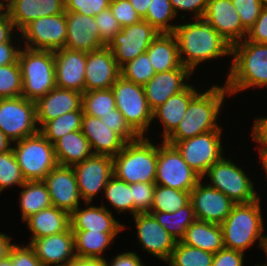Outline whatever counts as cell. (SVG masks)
<instances>
[{
    "mask_svg": "<svg viewBox=\"0 0 267 266\" xmlns=\"http://www.w3.org/2000/svg\"><path fill=\"white\" fill-rule=\"evenodd\" d=\"M5 8L20 32L33 20L65 12V0H11Z\"/></svg>",
    "mask_w": 267,
    "mask_h": 266,
    "instance_id": "28",
    "label": "cell"
},
{
    "mask_svg": "<svg viewBox=\"0 0 267 266\" xmlns=\"http://www.w3.org/2000/svg\"><path fill=\"white\" fill-rule=\"evenodd\" d=\"M227 95L230 96L225 84L213 85L205 92H199L190 101L185 116L165 142L174 145L178 141L212 130H223L216 121L219 120L218 116Z\"/></svg>",
    "mask_w": 267,
    "mask_h": 266,
    "instance_id": "2",
    "label": "cell"
},
{
    "mask_svg": "<svg viewBox=\"0 0 267 266\" xmlns=\"http://www.w3.org/2000/svg\"><path fill=\"white\" fill-rule=\"evenodd\" d=\"M15 43V39L14 41L11 39L8 42L0 43V66L13 64L18 61L22 45L18 44L20 47L16 48L17 45Z\"/></svg>",
    "mask_w": 267,
    "mask_h": 266,
    "instance_id": "58",
    "label": "cell"
},
{
    "mask_svg": "<svg viewBox=\"0 0 267 266\" xmlns=\"http://www.w3.org/2000/svg\"><path fill=\"white\" fill-rule=\"evenodd\" d=\"M192 72L188 68H176L156 73L143 87L148 106L153 112L172 95L183 91L189 83ZM186 81V82H185Z\"/></svg>",
    "mask_w": 267,
    "mask_h": 266,
    "instance_id": "23",
    "label": "cell"
},
{
    "mask_svg": "<svg viewBox=\"0 0 267 266\" xmlns=\"http://www.w3.org/2000/svg\"><path fill=\"white\" fill-rule=\"evenodd\" d=\"M155 183L130 184L133 198V216L137 213H149L153 204Z\"/></svg>",
    "mask_w": 267,
    "mask_h": 266,
    "instance_id": "46",
    "label": "cell"
},
{
    "mask_svg": "<svg viewBox=\"0 0 267 266\" xmlns=\"http://www.w3.org/2000/svg\"><path fill=\"white\" fill-rule=\"evenodd\" d=\"M121 232L73 231L77 259L105 260L103 256Z\"/></svg>",
    "mask_w": 267,
    "mask_h": 266,
    "instance_id": "34",
    "label": "cell"
},
{
    "mask_svg": "<svg viewBox=\"0 0 267 266\" xmlns=\"http://www.w3.org/2000/svg\"><path fill=\"white\" fill-rule=\"evenodd\" d=\"M21 188L19 205L23 222L31 215L52 206L47 186L43 181H26Z\"/></svg>",
    "mask_w": 267,
    "mask_h": 266,
    "instance_id": "35",
    "label": "cell"
},
{
    "mask_svg": "<svg viewBox=\"0 0 267 266\" xmlns=\"http://www.w3.org/2000/svg\"><path fill=\"white\" fill-rule=\"evenodd\" d=\"M232 3L240 16L242 25L247 30L255 23L266 5L264 0H232Z\"/></svg>",
    "mask_w": 267,
    "mask_h": 266,
    "instance_id": "47",
    "label": "cell"
},
{
    "mask_svg": "<svg viewBox=\"0 0 267 266\" xmlns=\"http://www.w3.org/2000/svg\"><path fill=\"white\" fill-rule=\"evenodd\" d=\"M190 202V192L156 185L150 212H176Z\"/></svg>",
    "mask_w": 267,
    "mask_h": 266,
    "instance_id": "38",
    "label": "cell"
},
{
    "mask_svg": "<svg viewBox=\"0 0 267 266\" xmlns=\"http://www.w3.org/2000/svg\"><path fill=\"white\" fill-rule=\"evenodd\" d=\"M58 165L73 167L93 155L88 139L76 130L59 138L54 143Z\"/></svg>",
    "mask_w": 267,
    "mask_h": 266,
    "instance_id": "32",
    "label": "cell"
},
{
    "mask_svg": "<svg viewBox=\"0 0 267 266\" xmlns=\"http://www.w3.org/2000/svg\"><path fill=\"white\" fill-rule=\"evenodd\" d=\"M176 17L170 0H151L143 18L160 33H172L177 25L171 23Z\"/></svg>",
    "mask_w": 267,
    "mask_h": 266,
    "instance_id": "41",
    "label": "cell"
},
{
    "mask_svg": "<svg viewBox=\"0 0 267 266\" xmlns=\"http://www.w3.org/2000/svg\"><path fill=\"white\" fill-rule=\"evenodd\" d=\"M116 108L128 125L139 135L145 136L153 121L144 87L120 76L112 86Z\"/></svg>",
    "mask_w": 267,
    "mask_h": 266,
    "instance_id": "9",
    "label": "cell"
},
{
    "mask_svg": "<svg viewBox=\"0 0 267 266\" xmlns=\"http://www.w3.org/2000/svg\"><path fill=\"white\" fill-rule=\"evenodd\" d=\"M111 0H65L66 12L95 16L109 8Z\"/></svg>",
    "mask_w": 267,
    "mask_h": 266,
    "instance_id": "50",
    "label": "cell"
},
{
    "mask_svg": "<svg viewBox=\"0 0 267 266\" xmlns=\"http://www.w3.org/2000/svg\"><path fill=\"white\" fill-rule=\"evenodd\" d=\"M67 38L65 48L91 52L106 46L99 35L93 16L66 12Z\"/></svg>",
    "mask_w": 267,
    "mask_h": 266,
    "instance_id": "24",
    "label": "cell"
},
{
    "mask_svg": "<svg viewBox=\"0 0 267 266\" xmlns=\"http://www.w3.org/2000/svg\"><path fill=\"white\" fill-rule=\"evenodd\" d=\"M120 73L125 80L142 86L156 74L147 52L123 65L120 68Z\"/></svg>",
    "mask_w": 267,
    "mask_h": 266,
    "instance_id": "43",
    "label": "cell"
},
{
    "mask_svg": "<svg viewBox=\"0 0 267 266\" xmlns=\"http://www.w3.org/2000/svg\"><path fill=\"white\" fill-rule=\"evenodd\" d=\"M102 42L107 46L114 36L122 30L118 20L114 17L110 8L101 11L94 16Z\"/></svg>",
    "mask_w": 267,
    "mask_h": 266,
    "instance_id": "48",
    "label": "cell"
},
{
    "mask_svg": "<svg viewBox=\"0 0 267 266\" xmlns=\"http://www.w3.org/2000/svg\"><path fill=\"white\" fill-rule=\"evenodd\" d=\"M64 266H105L104 260L76 259L74 262Z\"/></svg>",
    "mask_w": 267,
    "mask_h": 266,
    "instance_id": "62",
    "label": "cell"
},
{
    "mask_svg": "<svg viewBox=\"0 0 267 266\" xmlns=\"http://www.w3.org/2000/svg\"><path fill=\"white\" fill-rule=\"evenodd\" d=\"M260 200L259 197L252 202L234 204L221 224L225 248L246 252L256 240L262 248L264 224Z\"/></svg>",
    "mask_w": 267,
    "mask_h": 266,
    "instance_id": "4",
    "label": "cell"
},
{
    "mask_svg": "<svg viewBox=\"0 0 267 266\" xmlns=\"http://www.w3.org/2000/svg\"><path fill=\"white\" fill-rule=\"evenodd\" d=\"M245 39L255 43L267 44V3L262 8L255 23L248 29Z\"/></svg>",
    "mask_w": 267,
    "mask_h": 266,
    "instance_id": "53",
    "label": "cell"
},
{
    "mask_svg": "<svg viewBox=\"0 0 267 266\" xmlns=\"http://www.w3.org/2000/svg\"><path fill=\"white\" fill-rule=\"evenodd\" d=\"M18 62L23 80L22 96L36 102L56 87L53 51L21 47Z\"/></svg>",
    "mask_w": 267,
    "mask_h": 266,
    "instance_id": "6",
    "label": "cell"
},
{
    "mask_svg": "<svg viewBox=\"0 0 267 266\" xmlns=\"http://www.w3.org/2000/svg\"><path fill=\"white\" fill-rule=\"evenodd\" d=\"M157 222L164 227L171 236L178 242L181 241L187 228L196 220L194 209L189 202L176 212H149Z\"/></svg>",
    "mask_w": 267,
    "mask_h": 266,
    "instance_id": "36",
    "label": "cell"
},
{
    "mask_svg": "<svg viewBox=\"0 0 267 266\" xmlns=\"http://www.w3.org/2000/svg\"><path fill=\"white\" fill-rule=\"evenodd\" d=\"M146 52L156 73L186 68L181 64L177 42L172 33H159Z\"/></svg>",
    "mask_w": 267,
    "mask_h": 266,
    "instance_id": "31",
    "label": "cell"
},
{
    "mask_svg": "<svg viewBox=\"0 0 267 266\" xmlns=\"http://www.w3.org/2000/svg\"><path fill=\"white\" fill-rule=\"evenodd\" d=\"M206 176L210 180L207 185L224 193L235 204L252 202L260 197L244 170L225 156L215 162L201 179L204 181Z\"/></svg>",
    "mask_w": 267,
    "mask_h": 266,
    "instance_id": "8",
    "label": "cell"
},
{
    "mask_svg": "<svg viewBox=\"0 0 267 266\" xmlns=\"http://www.w3.org/2000/svg\"><path fill=\"white\" fill-rule=\"evenodd\" d=\"M82 93L55 87L36 102V121L39 129L49 120L82 108Z\"/></svg>",
    "mask_w": 267,
    "mask_h": 266,
    "instance_id": "25",
    "label": "cell"
},
{
    "mask_svg": "<svg viewBox=\"0 0 267 266\" xmlns=\"http://www.w3.org/2000/svg\"><path fill=\"white\" fill-rule=\"evenodd\" d=\"M56 86L85 92L87 52L61 48L54 51Z\"/></svg>",
    "mask_w": 267,
    "mask_h": 266,
    "instance_id": "21",
    "label": "cell"
},
{
    "mask_svg": "<svg viewBox=\"0 0 267 266\" xmlns=\"http://www.w3.org/2000/svg\"><path fill=\"white\" fill-rule=\"evenodd\" d=\"M16 28L12 22L8 10L5 7H0V43L8 42L15 38L14 33Z\"/></svg>",
    "mask_w": 267,
    "mask_h": 266,
    "instance_id": "57",
    "label": "cell"
},
{
    "mask_svg": "<svg viewBox=\"0 0 267 266\" xmlns=\"http://www.w3.org/2000/svg\"><path fill=\"white\" fill-rule=\"evenodd\" d=\"M190 203L196 220L219 225L225 221L235 204L221 191L203 184L202 179L190 191Z\"/></svg>",
    "mask_w": 267,
    "mask_h": 266,
    "instance_id": "16",
    "label": "cell"
},
{
    "mask_svg": "<svg viewBox=\"0 0 267 266\" xmlns=\"http://www.w3.org/2000/svg\"><path fill=\"white\" fill-rule=\"evenodd\" d=\"M159 33L152 25L142 19L122 28L107 47L112 51L117 65L121 68L127 62L145 53Z\"/></svg>",
    "mask_w": 267,
    "mask_h": 266,
    "instance_id": "14",
    "label": "cell"
},
{
    "mask_svg": "<svg viewBox=\"0 0 267 266\" xmlns=\"http://www.w3.org/2000/svg\"><path fill=\"white\" fill-rule=\"evenodd\" d=\"M26 182L13 149L0 154V193L10 186L21 187Z\"/></svg>",
    "mask_w": 267,
    "mask_h": 266,
    "instance_id": "45",
    "label": "cell"
},
{
    "mask_svg": "<svg viewBox=\"0 0 267 266\" xmlns=\"http://www.w3.org/2000/svg\"><path fill=\"white\" fill-rule=\"evenodd\" d=\"M200 180L174 145L165 141L158 144L156 185L190 192Z\"/></svg>",
    "mask_w": 267,
    "mask_h": 266,
    "instance_id": "10",
    "label": "cell"
},
{
    "mask_svg": "<svg viewBox=\"0 0 267 266\" xmlns=\"http://www.w3.org/2000/svg\"><path fill=\"white\" fill-rule=\"evenodd\" d=\"M83 109L71 111L47 121L39 132L52 144L64 135L81 130Z\"/></svg>",
    "mask_w": 267,
    "mask_h": 266,
    "instance_id": "37",
    "label": "cell"
},
{
    "mask_svg": "<svg viewBox=\"0 0 267 266\" xmlns=\"http://www.w3.org/2000/svg\"><path fill=\"white\" fill-rule=\"evenodd\" d=\"M181 242L215 254L224 248L221 225L195 220Z\"/></svg>",
    "mask_w": 267,
    "mask_h": 266,
    "instance_id": "33",
    "label": "cell"
},
{
    "mask_svg": "<svg viewBox=\"0 0 267 266\" xmlns=\"http://www.w3.org/2000/svg\"><path fill=\"white\" fill-rule=\"evenodd\" d=\"M12 237L0 232V260L9 256L10 250L14 245L11 243Z\"/></svg>",
    "mask_w": 267,
    "mask_h": 266,
    "instance_id": "60",
    "label": "cell"
},
{
    "mask_svg": "<svg viewBox=\"0 0 267 266\" xmlns=\"http://www.w3.org/2000/svg\"><path fill=\"white\" fill-rule=\"evenodd\" d=\"M108 203L119 213L129 211L133 215V198L130 184L118 179L113 175L104 189V194Z\"/></svg>",
    "mask_w": 267,
    "mask_h": 266,
    "instance_id": "42",
    "label": "cell"
},
{
    "mask_svg": "<svg viewBox=\"0 0 267 266\" xmlns=\"http://www.w3.org/2000/svg\"><path fill=\"white\" fill-rule=\"evenodd\" d=\"M158 145L146 136L127 142L113 157V174L128 183H155Z\"/></svg>",
    "mask_w": 267,
    "mask_h": 266,
    "instance_id": "5",
    "label": "cell"
},
{
    "mask_svg": "<svg viewBox=\"0 0 267 266\" xmlns=\"http://www.w3.org/2000/svg\"><path fill=\"white\" fill-rule=\"evenodd\" d=\"M184 23L178 24L172 34L177 42L181 64L192 73L206 60L231 57L232 46L204 17Z\"/></svg>",
    "mask_w": 267,
    "mask_h": 266,
    "instance_id": "1",
    "label": "cell"
},
{
    "mask_svg": "<svg viewBox=\"0 0 267 266\" xmlns=\"http://www.w3.org/2000/svg\"><path fill=\"white\" fill-rule=\"evenodd\" d=\"M176 16L178 11L191 12L193 18L203 17L209 0H170Z\"/></svg>",
    "mask_w": 267,
    "mask_h": 266,
    "instance_id": "54",
    "label": "cell"
},
{
    "mask_svg": "<svg viewBox=\"0 0 267 266\" xmlns=\"http://www.w3.org/2000/svg\"><path fill=\"white\" fill-rule=\"evenodd\" d=\"M85 204V208L81 210L79 206L70 214L72 231L121 232L126 228L105 205L98 207L90 202Z\"/></svg>",
    "mask_w": 267,
    "mask_h": 266,
    "instance_id": "27",
    "label": "cell"
},
{
    "mask_svg": "<svg viewBox=\"0 0 267 266\" xmlns=\"http://www.w3.org/2000/svg\"><path fill=\"white\" fill-rule=\"evenodd\" d=\"M12 149L26 181H43L58 165L54 144L40 132L13 142Z\"/></svg>",
    "mask_w": 267,
    "mask_h": 266,
    "instance_id": "7",
    "label": "cell"
},
{
    "mask_svg": "<svg viewBox=\"0 0 267 266\" xmlns=\"http://www.w3.org/2000/svg\"><path fill=\"white\" fill-rule=\"evenodd\" d=\"M222 130L197 135L174 144L183 160L201 178L206 171L224 155L221 135Z\"/></svg>",
    "mask_w": 267,
    "mask_h": 266,
    "instance_id": "13",
    "label": "cell"
},
{
    "mask_svg": "<svg viewBox=\"0 0 267 266\" xmlns=\"http://www.w3.org/2000/svg\"><path fill=\"white\" fill-rule=\"evenodd\" d=\"M52 205L69 212L81 204V195L73 167L57 165L44 178Z\"/></svg>",
    "mask_w": 267,
    "mask_h": 266,
    "instance_id": "18",
    "label": "cell"
},
{
    "mask_svg": "<svg viewBox=\"0 0 267 266\" xmlns=\"http://www.w3.org/2000/svg\"><path fill=\"white\" fill-rule=\"evenodd\" d=\"M136 224L137 241L148 254L166 261L175 248L176 240L162 227L150 213H137L133 216Z\"/></svg>",
    "mask_w": 267,
    "mask_h": 266,
    "instance_id": "17",
    "label": "cell"
},
{
    "mask_svg": "<svg viewBox=\"0 0 267 266\" xmlns=\"http://www.w3.org/2000/svg\"><path fill=\"white\" fill-rule=\"evenodd\" d=\"M29 245L43 266H64L77 259L71 228L59 234L34 239Z\"/></svg>",
    "mask_w": 267,
    "mask_h": 266,
    "instance_id": "20",
    "label": "cell"
},
{
    "mask_svg": "<svg viewBox=\"0 0 267 266\" xmlns=\"http://www.w3.org/2000/svg\"><path fill=\"white\" fill-rule=\"evenodd\" d=\"M0 129L12 142L39 132L35 102L23 96L1 98Z\"/></svg>",
    "mask_w": 267,
    "mask_h": 266,
    "instance_id": "11",
    "label": "cell"
},
{
    "mask_svg": "<svg viewBox=\"0 0 267 266\" xmlns=\"http://www.w3.org/2000/svg\"><path fill=\"white\" fill-rule=\"evenodd\" d=\"M128 1L134 7L137 14L141 17V19H143L146 16L151 0H128Z\"/></svg>",
    "mask_w": 267,
    "mask_h": 266,
    "instance_id": "61",
    "label": "cell"
},
{
    "mask_svg": "<svg viewBox=\"0 0 267 266\" xmlns=\"http://www.w3.org/2000/svg\"><path fill=\"white\" fill-rule=\"evenodd\" d=\"M17 35L21 36V41L24 40L23 47L28 49L54 52L64 48L67 38L66 11L33 20Z\"/></svg>",
    "mask_w": 267,
    "mask_h": 266,
    "instance_id": "12",
    "label": "cell"
},
{
    "mask_svg": "<svg viewBox=\"0 0 267 266\" xmlns=\"http://www.w3.org/2000/svg\"><path fill=\"white\" fill-rule=\"evenodd\" d=\"M83 203L90 202L104 189L113 174V157L92 155L73 166Z\"/></svg>",
    "mask_w": 267,
    "mask_h": 266,
    "instance_id": "15",
    "label": "cell"
},
{
    "mask_svg": "<svg viewBox=\"0 0 267 266\" xmlns=\"http://www.w3.org/2000/svg\"><path fill=\"white\" fill-rule=\"evenodd\" d=\"M0 266H13L11 258L8 256L0 260Z\"/></svg>",
    "mask_w": 267,
    "mask_h": 266,
    "instance_id": "66",
    "label": "cell"
},
{
    "mask_svg": "<svg viewBox=\"0 0 267 266\" xmlns=\"http://www.w3.org/2000/svg\"><path fill=\"white\" fill-rule=\"evenodd\" d=\"M81 132L88 139L94 155L116 156L126 141L104 124L100 118L83 114Z\"/></svg>",
    "mask_w": 267,
    "mask_h": 266,
    "instance_id": "26",
    "label": "cell"
},
{
    "mask_svg": "<svg viewBox=\"0 0 267 266\" xmlns=\"http://www.w3.org/2000/svg\"><path fill=\"white\" fill-rule=\"evenodd\" d=\"M232 63L225 81L230 96L267 87V44L244 39L232 45Z\"/></svg>",
    "mask_w": 267,
    "mask_h": 266,
    "instance_id": "3",
    "label": "cell"
},
{
    "mask_svg": "<svg viewBox=\"0 0 267 266\" xmlns=\"http://www.w3.org/2000/svg\"><path fill=\"white\" fill-rule=\"evenodd\" d=\"M100 120L119 134L126 142H132L140 136L128 125L120 111L115 108L111 113L100 117Z\"/></svg>",
    "mask_w": 267,
    "mask_h": 266,
    "instance_id": "49",
    "label": "cell"
},
{
    "mask_svg": "<svg viewBox=\"0 0 267 266\" xmlns=\"http://www.w3.org/2000/svg\"><path fill=\"white\" fill-rule=\"evenodd\" d=\"M23 80L19 62L0 66V99L22 96Z\"/></svg>",
    "mask_w": 267,
    "mask_h": 266,
    "instance_id": "44",
    "label": "cell"
},
{
    "mask_svg": "<svg viewBox=\"0 0 267 266\" xmlns=\"http://www.w3.org/2000/svg\"><path fill=\"white\" fill-rule=\"evenodd\" d=\"M109 8L122 28L142 20L128 0H111Z\"/></svg>",
    "mask_w": 267,
    "mask_h": 266,
    "instance_id": "51",
    "label": "cell"
},
{
    "mask_svg": "<svg viewBox=\"0 0 267 266\" xmlns=\"http://www.w3.org/2000/svg\"><path fill=\"white\" fill-rule=\"evenodd\" d=\"M252 139L259 147V155H267V117L255 118L252 127Z\"/></svg>",
    "mask_w": 267,
    "mask_h": 266,
    "instance_id": "56",
    "label": "cell"
},
{
    "mask_svg": "<svg viewBox=\"0 0 267 266\" xmlns=\"http://www.w3.org/2000/svg\"><path fill=\"white\" fill-rule=\"evenodd\" d=\"M11 0H0V6L5 7Z\"/></svg>",
    "mask_w": 267,
    "mask_h": 266,
    "instance_id": "67",
    "label": "cell"
},
{
    "mask_svg": "<svg viewBox=\"0 0 267 266\" xmlns=\"http://www.w3.org/2000/svg\"><path fill=\"white\" fill-rule=\"evenodd\" d=\"M24 222L32 233L31 241L59 234L71 228L70 213L53 205L31 215Z\"/></svg>",
    "mask_w": 267,
    "mask_h": 266,
    "instance_id": "30",
    "label": "cell"
},
{
    "mask_svg": "<svg viewBox=\"0 0 267 266\" xmlns=\"http://www.w3.org/2000/svg\"><path fill=\"white\" fill-rule=\"evenodd\" d=\"M244 252L223 248L214 254L212 266H243Z\"/></svg>",
    "mask_w": 267,
    "mask_h": 266,
    "instance_id": "55",
    "label": "cell"
},
{
    "mask_svg": "<svg viewBox=\"0 0 267 266\" xmlns=\"http://www.w3.org/2000/svg\"><path fill=\"white\" fill-rule=\"evenodd\" d=\"M120 76V67L107 46L87 53L85 91L112 88Z\"/></svg>",
    "mask_w": 267,
    "mask_h": 266,
    "instance_id": "22",
    "label": "cell"
},
{
    "mask_svg": "<svg viewBox=\"0 0 267 266\" xmlns=\"http://www.w3.org/2000/svg\"><path fill=\"white\" fill-rule=\"evenodd\" d=\"M9 257L12 260L13 266H43L29 243L23 247L14 243Z\"/></svg>",
    "mask_w": 267,
    "mask_h": 266,
    "instance_id": "52",
    "label": "cell"
},
{
    "mask_svg": "<svg viewBox=\"0 0 267 266\" xmlns=\"http://www.w3.org/2000/svg\"><path fill=\"white\" fill-rule=\"evenodd\" d=\"M261 250L264 251V253L266 254V258H267V235L266 234L263 236V242H262V248H261ZM255 266H267V263L264 262V264H262V265H260V264L258 265L257 264Z\"/></svg>",
    "mask_w": 267,
    "mask_h": 266,
    "instance_id": "64",
    "label": "cell"
},
{
    "mask_svg": "<svg viewBox=\"0 0 267 266\" xmlns=\"http://www.w3.org/2000/svg\"><path fill=\"white\" fill-rule=\"evenodd\" d=\"M213 259V253L178 241L166 262L168 266H212Z\"/></svg>",
    "mask_w": 267,
    "mask_h": 266,
    "instance_id": "39",
    "label": "cell"
},
{
    "mask_svg": "<svg viewBox=\"0 0 267 266\" xmlns=\"http://www.w3.org/2000/svg\"><path fill=\"white\" fill-rule=\"evenodd\" d=\"M12 144L13 142L0 129V154L10 151Z\"/></svg>",
    "mask_w": 267,
    "mask_h": 266,
    "instance_id": "63",
    "label": "cell"
},
{
    "mask_svg": "<svg viewBox=\"0 0 267 266\" xmlns=\"http://www.w3.org/2000/svg\"><path fill=\"white\" fill-rule=\"evenodd\" d=\"M113 259V260H112ZM111 259V262L104 260L105 266H146L135 252L119 253Z\"/></svg>",
    "mask_w": 267,
    "mask_h": 266,
    "instance_id": "59",
    "label": "cell"
},
{
    "mask_svg": "<svg viewBox=\"0 0 267 266\" xmlns=\"http://www.w3.org/2000/svg\"><path fill=\"white\" fill-rule=\"evenodd\" d=\"M260 161L262 162L261 165L263 169L266 172V177H267V155H259Z\"/></svg>",
    "mask_w": 267,
    "mask_h": 266,
    "instance_id": "65",
    "label": "cell"
},
{
    "mask_svg": "<svg viewBox=\"0 0 267 266\" xmlns=\"http://www.w3.org/2000/svg\"><path fill=\"white\" fill-rule=\"evenodd\" d=\"M115 108L116 103L111 88L85 91L82 95V109L86 115L100 118Z\"/></svg>",
    "mask_w": 267,
    "mask_h": 266,
    "instance_id": "40",
    "label": "cell"
},
{
    "mask_svg": "<svg viewBox=\"0 0 267 266\" xmlns=\"http://www.w3.org/2000/svg\"><path fill=\"white\" fill-rule=\"evenodd\" d=\"M198 90L191 83L181 92L172 95L165 103L152 112L163 125L162 141H165L178 127L185 116L190 101L198 94Z\"/></svg>",
    "mask_w": 267,
    "mask_h": 266,
    "instance_id": "29",
    "label": "cell"
},
{
    "mask_svg": "<svg viewBox=\"0 0 267 266\" xmlns=\"http://www.w3.org/2000/svg\"><path fill=\"white\" fill-rule=\"evenodd\" d=\"M203 17L231 46L246 38L248 30L242 25L232 0H209Z\"/></svg>",
    "mask_w": 267,
    "mask_h": 266,
    "instance_id": "19",
    "label": "cell"
}]
</instances>
